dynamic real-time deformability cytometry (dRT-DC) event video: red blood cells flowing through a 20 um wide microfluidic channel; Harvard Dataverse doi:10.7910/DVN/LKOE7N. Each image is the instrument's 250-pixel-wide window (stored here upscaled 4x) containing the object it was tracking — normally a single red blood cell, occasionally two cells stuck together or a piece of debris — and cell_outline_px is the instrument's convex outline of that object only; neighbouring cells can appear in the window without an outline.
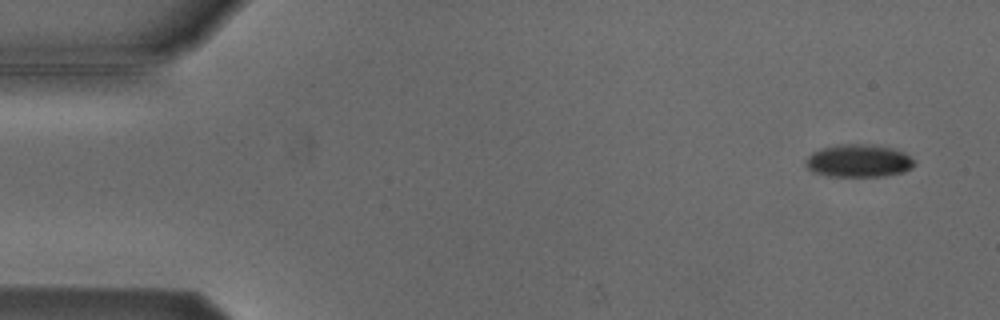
{"species": "Egyptian fruit bat (a non-hibernating species)", "species_latin": "Rousettus aegyptiacus", "temperature_condition": "cold", "stored_images_in_passage": 7, "camera_frame_rate_fps": 3000, "um_per_image_px": 0.085, "animal": {"sex": "male"}, "frame": {"image": 1, "passage_image": 1, "time_ms": 0.0, "image_size_px": [1000, 320], "cell_outline_px": [[916, 164], [912, 168], [904, 172], [884, 176], [828, 176], [812, 172], [804, 164], [808, 156], [812, 152], [820, 148], [836, 144], [872, 144], [892, 148], [904, 152], [916, 160]], "centroid_in_image_um": [72.99, 13.66], "position_along_channel_um": 12.0, "area_um2": 21.1}}
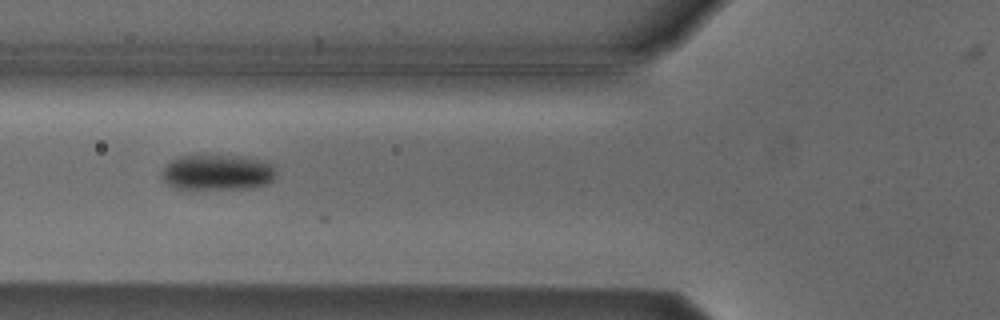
{"frame": {"image": 2, "passage_image": 5, "time_ms": 5.667, "image_size_px": [1000, 320], "cell_outline_px": [[276, 176], [272, 180], [264, 184], [248, 188], [176, 188], [168, 184], [160, 176], [164, 168], [172, 160], [180, 156], [244, 156], [260, 160], [272, 164], [276, 172]], "centroid_in_image_um": [18.49, 14.64], "position_along_channel_um": 107.3, "area_um2": 23.24}}
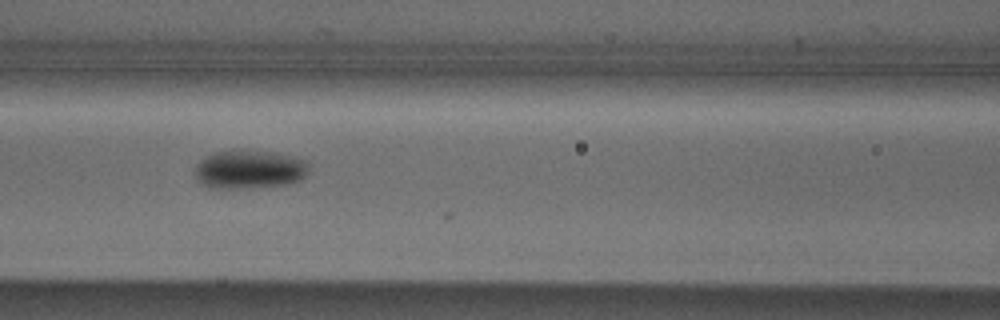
{"frame": {"image": 3, "passage_image": 6, "time_ms": 6.667, "image_size_px": [1000, 320], "cell_outline_px": [[308, 172], [300, 180], [288, 184], [236, 188], [212, 188], [200, 184], [196, 176], [196, 168], [200, 160], [204, 156], [212, 152], [272, 152], [288, 156], [300, 160], [308, 164]], "centroid_in_image_um": [21.15, 14.43], "position_along_channel_um": 145.4, "area_um2": 24.8}}